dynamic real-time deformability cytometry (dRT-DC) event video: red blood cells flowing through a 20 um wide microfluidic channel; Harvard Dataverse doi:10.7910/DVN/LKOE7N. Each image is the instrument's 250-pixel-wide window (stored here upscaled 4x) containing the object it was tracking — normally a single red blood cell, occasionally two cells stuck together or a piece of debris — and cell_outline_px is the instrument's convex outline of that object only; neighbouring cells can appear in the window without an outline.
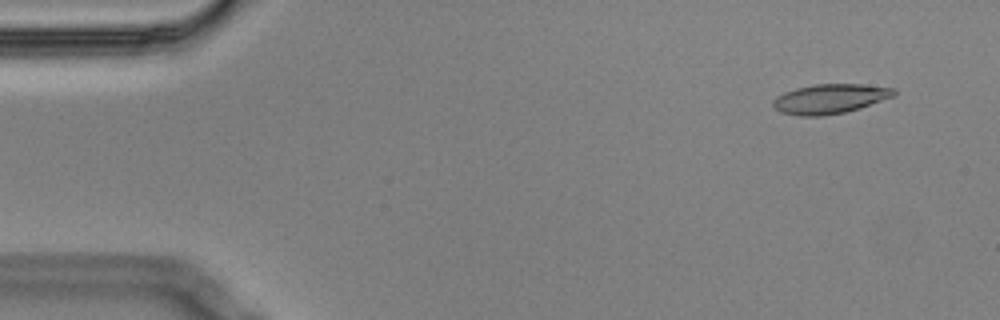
{"species": "Egyptian fruit bat (a non-hibernating species)", "species_latin": "Rousettus aegyptiacus", "temperature_condition": "cold", "stored_images_in_passage": 4, "camera_frame_rate_fps": 3000, "um_per_image_px": 0.085, "animal": {"sex": "male"}, "frame": {"image": 1, "passage_image": 1, "time_ms": 0.0, "image_size_px": [1000, 320], "cell_outline_px": [[896, 96], [860, 108], [844, 112], [824, 116], [800, 116], [780, 112], [772, 104], [772, 100], [776, 96], [784, 92], [796, 88], [812, 84], [860, 84], [896, 88]], "centroid_in_image_um": [70.56, 8.39], "position_along_channel_um": 14.4, "area_um2": 21.04}}
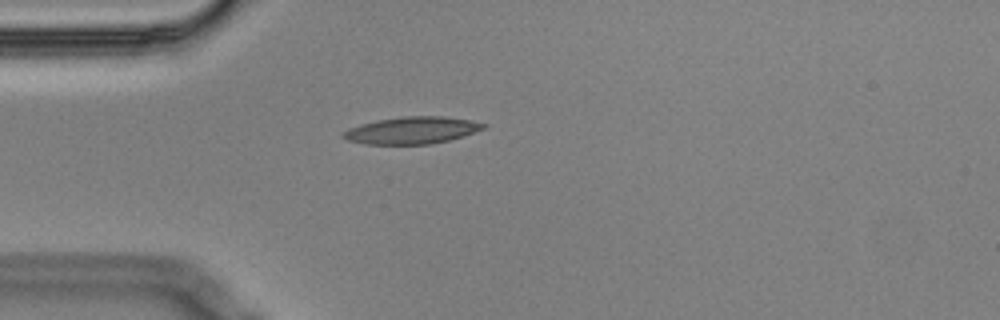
{"frame": {"image": 2, "passage_image": 4, "time_ms": 1.0, "image_size_px": [1000, 320], "cell_outline_px": [[488, 128], [464, 136], [432, 144], [364, 144], [348, 140], [340, 136], [348, 128], [380, 120], [400, 116], [444, 116], [472, 120], [488, 124]], "centroid_in_image_um": [35.09, 11.07], "position_along_channel_um": 49.9, "area_um2": 22.2}}